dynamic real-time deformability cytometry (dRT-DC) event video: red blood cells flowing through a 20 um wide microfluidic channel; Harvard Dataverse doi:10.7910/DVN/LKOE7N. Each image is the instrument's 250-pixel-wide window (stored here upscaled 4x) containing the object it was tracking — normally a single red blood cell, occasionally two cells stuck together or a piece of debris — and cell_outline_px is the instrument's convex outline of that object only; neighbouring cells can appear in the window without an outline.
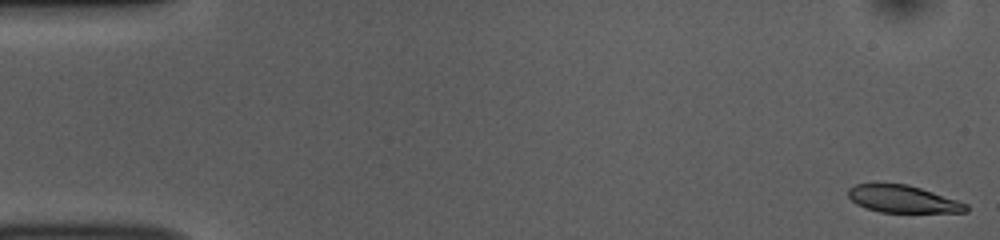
{"species": "common noctule bat (a hibernating species)", "species_latin": "Nyctalus noctula", "temperature_condition": "room temperature", "stored_images_in_passage": 52, "camera_frame_rate_fps": 3000, "um_per_image_px": 0.085, "animal": {"sex": "female", "body_mass_g": 10.0, "forearm_length_mm": 53.1}, "frame": {"image": 1, "passage_image": 1, "time_ms": 0.0, "image_size_px": [1000, 240], "cell_outline_px": [[968, 212], [880, 212], [864, 208], [856, 204], [848, 196], [848, 188], [856, 184], [876, 180], [908, 184], [968, 204]], "centroid_in_image_um": [76.64, 16.87], "position_along_channel_um": 8.4, "area_um2": 19.31}}
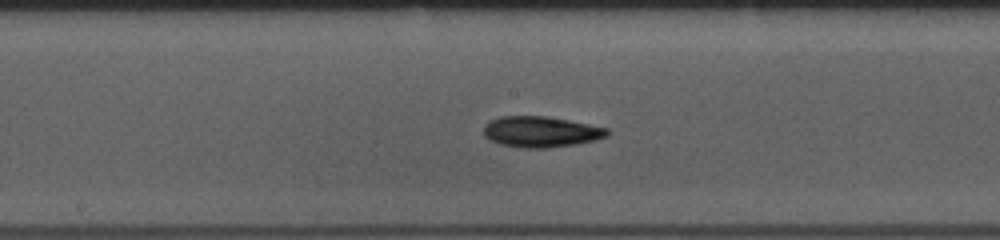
{"frame": {"image": 2, "passage_image": 27, "time_ms": 8.667, "image_size_px": [1000, 240], "cell_outline_px": [[612, 132], [608, 136], [596, 140], [576, 144], [548, 148], [524, 148], [500, 144], [484, 136], [484, 124], [488, 120], [500, 116], [548, 116], [608, 128]], "centroid_in_image_um": [45.99, 11.2], "position_along_channel_um": 202.2, "area_um2": 22.43}}
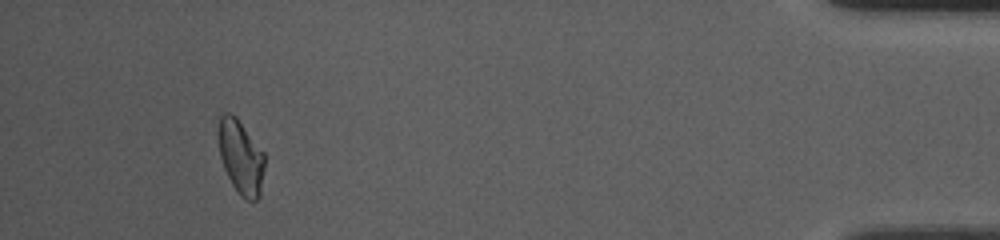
{"frame": {"image": 3, "passage_image": 49, "time_ms": 16.0, "image_size_px": [1000, 240], "cell_outline_px": [[264, 168], [260, 196], [252, 204], [244, 200], [240, 196], [232, 184], [224, 168], [220, 156], [216, 132], [216, 128], [220, 116], [224, 112], [232, 112], [236, 116], [264, 152]], "centroid_in_image_um": [20.45, 13.34], "position_along_channel_um": 414.8, "area_um2": 20.52}, "authors_computed_cell_mechanics": {"area_um2": 20.6346, "velocity_mm_per_s": 3.7896, "shape_relaxation_time_tau1_ms": 4.6721, "shape_relaxation_time_tau2_ms": 8.5225, "deformation_change_tau1": 0.1322, "deformation_change_tau2": 0.1578}}